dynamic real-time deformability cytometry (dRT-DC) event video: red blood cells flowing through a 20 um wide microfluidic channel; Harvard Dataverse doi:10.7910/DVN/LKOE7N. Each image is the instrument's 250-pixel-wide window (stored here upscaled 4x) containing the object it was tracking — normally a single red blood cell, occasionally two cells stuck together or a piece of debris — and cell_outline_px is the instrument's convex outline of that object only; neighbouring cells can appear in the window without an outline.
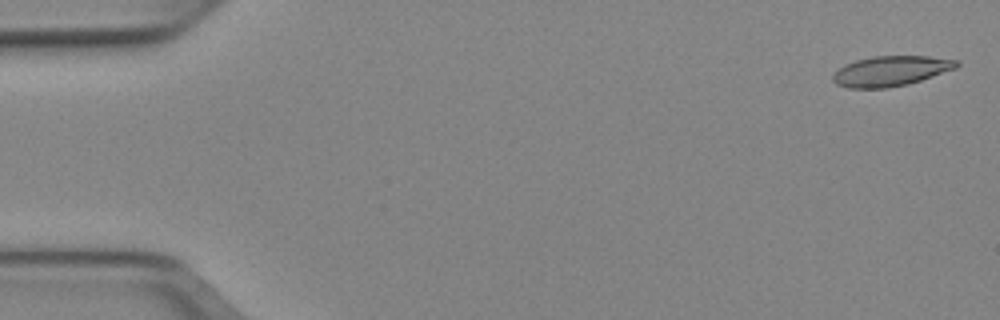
{"species": "Egyptian fruit bat (a non-hibernating species)", "species_latin": "Rousettus aegyptiacus", "temperature_condition": "cold", "stored_images_in_passage": 16, "camera_frame_rate_fps": 3000, "um_per_image_px": 0.085, "animal": {"sex": "female"}, "frame": {"image": 1, "passage_image": 2, "time_ms": 0.333, "image_size_px": [1000, 320], "cell_outline_px": [[960, 64], [956, 68], [908, 84], [884, 88], [848, 88], [836, 84], [832, 80], [832, 76], [844, 64], [856, 60], [872, 56], [928, 56], [956, 60]], "centroid_in_image_um": [75.69, 6.03], "position_along_channel_um": 9.3, "area_um2": 21.56}}
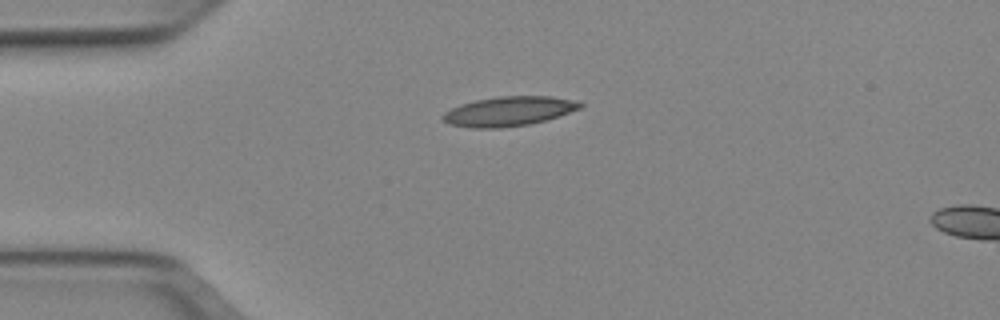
{"frame": {"image": 2, "passage_image": 13, "time_ms": 4.0, "image_size_px": [1000, 320], "cell_outline_px": [[584, 104], [580, 108], [544, 120], [528, 124], [500, 128], [468, 128], [448, 124], [440, 116], [444, 112], [460, 104], [476, 100], [500, 96], [548, 96], [580, 100]], "centroid_in_image_um": [43.22, 9.45], "position_along_channel_um": 41.8, "area_um2": 23.58}}